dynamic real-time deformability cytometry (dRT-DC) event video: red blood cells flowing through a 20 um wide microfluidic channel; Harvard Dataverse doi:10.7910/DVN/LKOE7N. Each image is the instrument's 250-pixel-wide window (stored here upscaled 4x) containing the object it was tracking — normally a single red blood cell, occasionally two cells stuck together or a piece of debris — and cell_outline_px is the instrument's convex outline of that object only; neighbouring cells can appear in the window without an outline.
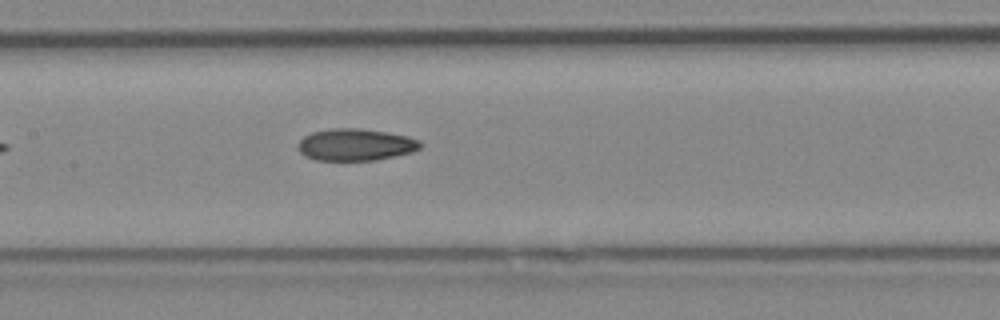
{"species": "Egyptian fruit bat (a non-hibernating species)", "species_latin": "Rousettus aegyptiacus", "temperature_condition": "cold", "stored_images_in_passage": 6, "camera_frame_rate_fps": 3000, "um_per_image_px": 0.085, "animal": {"sex": "female"}, "frame": {"image": 1, "passage_image": 6, "time_ms": 1.667, "image_size_px": [1000, 320], "cell_outline_px": [[424, 144], [420, 148], [412, 152], [376, 160], [316, 160], [304, 156], [300, 152], [300, 140], [304, 136], [312, 132], [332, 128], [360, 128], [388, 132], [408, 136], [420, 140]], "centroid_in_image_um": [30.27, 12.29], "position_along_channel_um": 177.1, "area_um2": 22.83}}